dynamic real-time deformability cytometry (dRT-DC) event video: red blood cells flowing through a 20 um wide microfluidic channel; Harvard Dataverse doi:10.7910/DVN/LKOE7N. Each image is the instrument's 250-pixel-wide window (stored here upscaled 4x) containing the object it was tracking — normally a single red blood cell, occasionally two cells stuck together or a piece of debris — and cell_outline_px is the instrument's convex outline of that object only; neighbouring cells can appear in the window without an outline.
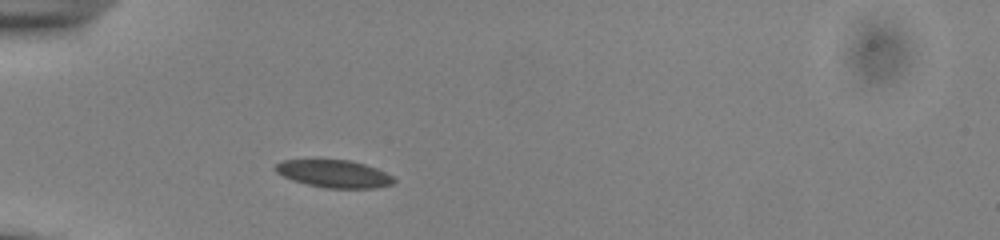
{"species": "common noctule bat (a hibernating species)", "species_latin": "Nyctalus noctula", "temperature_condition": "cold", "stored_images_in_passage": 38, "camera_frame_rate_fps": 3000, "um_per_image_px": 0.085, "animal": {"sex": "male", "body_mass_g": 13.0, "forearm_length_mm": 53.1}, "frame": {"image": 1, "passage_image": 1, "time_ms": 0.0, "image_size_px": [1000, 240], "cell_outline_px": [[396, 180], [392, 184], [376, 188], [324, 188], [292, 180], [276, 172], [272, 168], [276, 164], [284, 160], [352, 160], [376, 168], [392, 176]], "centroid_in_image_um": [28.39, 14.77], "position_along_channel_um": 56.6, "area_um2": 18.96}}
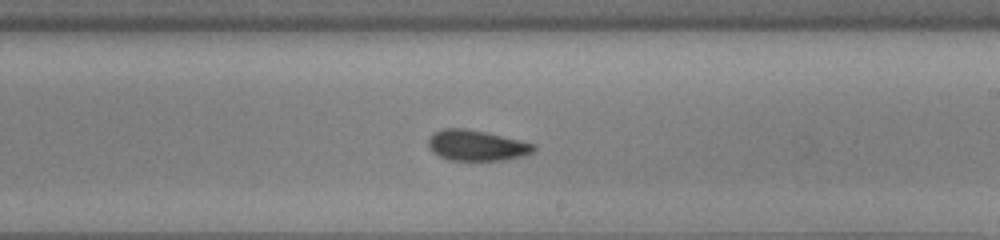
{"frame": {"image": 2, "passage_image": 17, "time_ms": 5.333, "image_size_px": [1000, 240], "cell_outline_px": [[536, 148], [532, 152], [520, 156], [504, 160], [448, 160], [432, 152], [428, 148], [428, 136], [432, 132], [440, 128], [464, 128], [484, 132], [536, 144]], "centroid_in_image_um": [40.43, 12.35], "position_along_channel_um": 248.6, "area_um2": 18.84}}
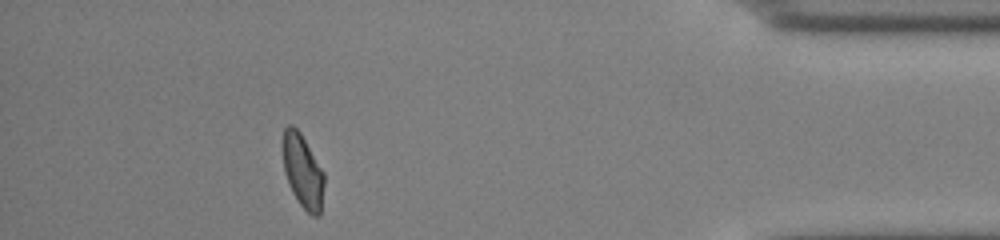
{"frame": {"image": 3, "passage_image": 33, "time_ms": 10.667, "image_size_px": [1000, 240], "cell_outline_px": [[324, 184], [320, 216], [312, 216], [300, 204], [292, 192], [284, 172], [280, 144], [284, 128], [288, 124], [292, 124], [300, 132], [324, 172]], "centroid_in_image_um": [25.69, 14.5], "position_along_channel_um": 409.5, "area_um2": 18.09}, "authors_computed_cell_mechanics": {"area_um2": 18.6405, "velocity_mm_per_s": 3.8458, "shape_relaxation_time_tau1_ms": null, "shape_relaxation_time_tau2_ms": 2.8466, "deformation_change_tau1": null, "deformation_change_tau2": 0.0846}}